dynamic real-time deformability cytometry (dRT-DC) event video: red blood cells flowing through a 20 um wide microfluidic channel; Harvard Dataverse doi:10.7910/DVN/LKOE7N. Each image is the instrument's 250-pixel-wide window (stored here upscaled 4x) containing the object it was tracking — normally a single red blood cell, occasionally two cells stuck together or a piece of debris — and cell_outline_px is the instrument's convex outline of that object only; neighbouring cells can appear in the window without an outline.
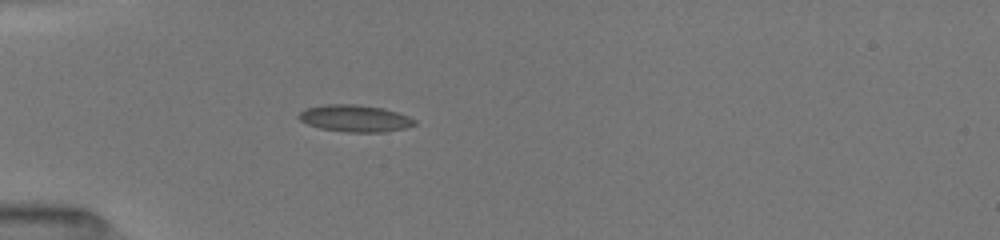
{"species": "common noctule bat (a hibernating species)", "species_latin": "Nyctalus noctula", "temperature_condition": "room temperature", "stored_images_in_passage": 37, "camera_frame_rate_fps": 3000, "um_per_image_px": 0.085, "animal": {"sex": "female", "body_mass_g": 19.5, "forearm_length_mm": 54.1}, "frame": {"image": 1, "passage_image": 10, "time_ms": 4.667, "image_size_px": [1000, 240], "cell_outline_px": [[416, 124], [404, 128], [384, 132], [348, 132], [320, 128], [308, 124], [300, 120], [296, 116], [304, 108], [324, 104], [352, 104], [384, 108], [408, 116], [416, 120]], "centroid_in_image_um": [30.14, 10.05], "position_along_channel_um": 54.9, "area_um2": 18.15}}
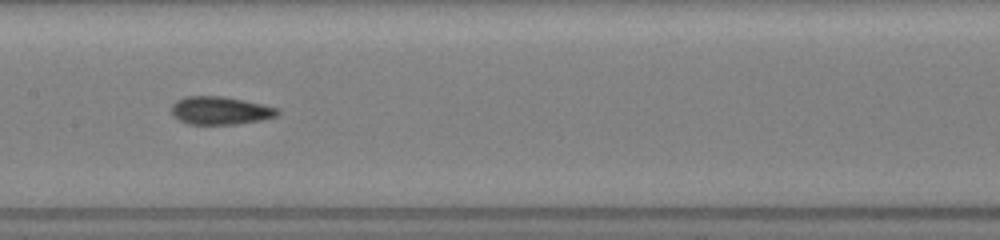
{"frame": {"image": 2, "passage_image": 17, "time_ms": 8.333, "image_size_px": [1000, 240], "cell_outline_px": [[280, 112], [276, 116], [260, 120], [236, 124], [188, 124], [180, 120], [172, 112], [172, 104], [176, 100], [184, 96], [224, 96], [244, 100], [280, 108]], "centroid_in_image_um": [18.74, 9.38], "position_along_channel_um": 188.7, "area_um2": 17.28}}
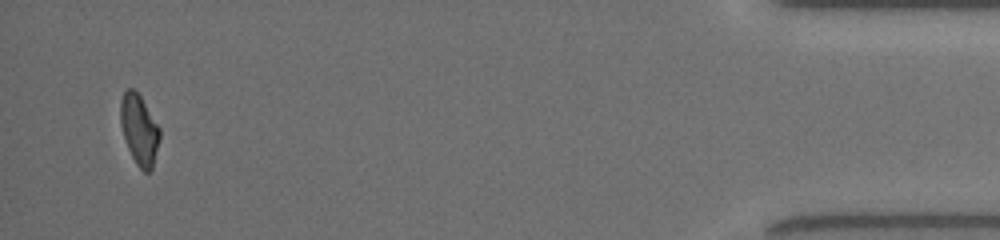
{"frame": {"image": 3, "passage_image": 34, "time_ms": 16.0, "image_size_px": [1000, 240], "cell_outline_px": [[160, 136], [152, 168], [148, 172], [144, 172], [136, 164], [128, 148], [120, 124], [120, 100], [124, 92], [128, 88], [132, 88], [140, 96], [160, 128]], "centroid_in_image_um": [11.82, 11.01], "position_along_channel_um": 423.4, "area_um2": 15.84}, "authors_computed_cell_mechanics": {"area_um2": 17.051, "velocity_mm_per_s": 3.9959, "shape_relaxation_time_tau1_ms": 6.1417, "shape_relaxation_time_tau2_ms": 1.4755, "deformation_change_tau1": 0.1634, "deformation_change_tau2": 0.0864}}